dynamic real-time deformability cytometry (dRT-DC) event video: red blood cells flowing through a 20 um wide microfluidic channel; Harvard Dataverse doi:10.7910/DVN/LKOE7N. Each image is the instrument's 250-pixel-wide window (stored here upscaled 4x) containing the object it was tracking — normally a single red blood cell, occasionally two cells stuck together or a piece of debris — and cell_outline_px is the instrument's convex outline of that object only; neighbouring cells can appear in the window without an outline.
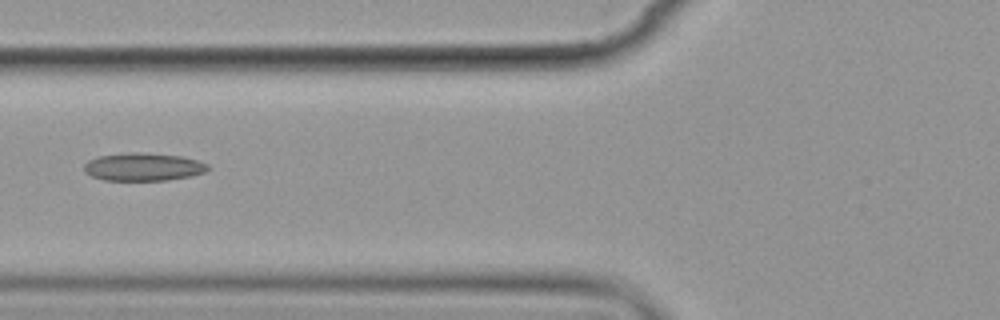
{"species": "common noctule bat (a hibernating species)", "species_latin": "Nyctalus noctula", "temperature_condition": "cold", "stored_images_in_passage": 4, "camera_frame_rate_fps": 3000, "um_per_image_px": 0.085, "animal": {"sex": "female", "body_mass_g": 19.9}, "frame": {"image": 1, "passage_image": 4, "time_ms": 3.667, "image_size_px": [1000, 320], "cell_outline_px": [[208, 168], [204, 172], [192, 176], [168, 180], [104, 180], [92, 176], [84, 172], [84, 164], [88, 160], [100, 156], [132, 152], [136, 152], [180, 156], [196, 160], [208, 164]], "centroid_in_image_um": [12.16, 14.19], "position_along_channel_um": 113.6, "area_um2": 19.94}}